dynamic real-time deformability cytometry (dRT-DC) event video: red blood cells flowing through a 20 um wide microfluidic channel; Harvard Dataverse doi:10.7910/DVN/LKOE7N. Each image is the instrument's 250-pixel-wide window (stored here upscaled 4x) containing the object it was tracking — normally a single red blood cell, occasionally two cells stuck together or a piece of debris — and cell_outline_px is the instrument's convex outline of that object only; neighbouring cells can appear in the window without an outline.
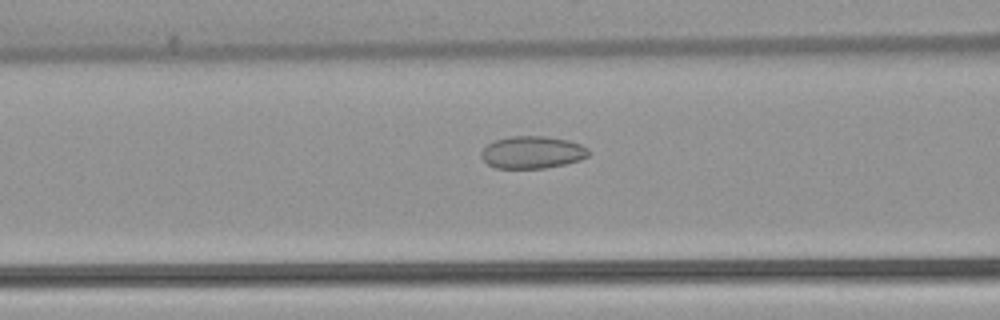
{"species": "common noctule bat (a hibernating species)", "species_latin": "Nyctalus noctula", "temperature_condition": "warm", "stored_images_in_passage": 50, "camera_frame_rate_fps": 3000, "um_per_image_px": 0.085, "animal": {"sex": "female", "body_mass_g": 22.7, "forearm_length_mm": 54.2}, "frame": {"image": 1, "passage_image": 21, "time_ms": 6.667, "image_size_px": [1000, 320], "cell_outline_px": [[588, 156], [580, 160], [564, 164], [544, 168], [496, 168], [488, 164], [480, 156], [480, 152], [488, 144], [496, 140], [508, 136], [544, 136], [568, 140], [580, 144], [588, 148]], "centroid_in_image_um": [45.23, 12.94], "position_along_channel_um": 121.4, "area_um2": 20.17}}
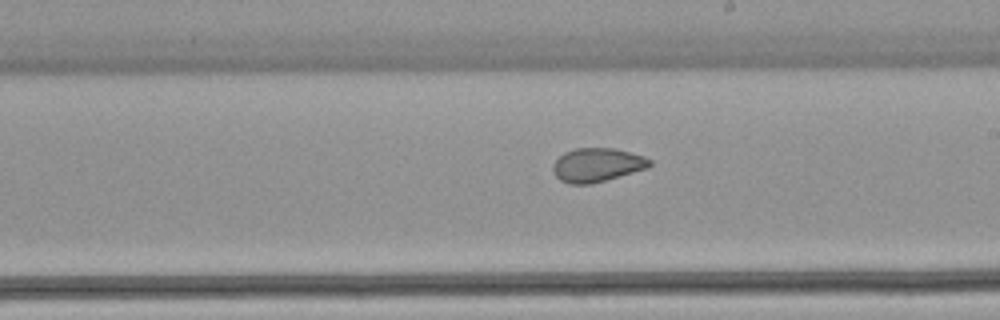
{"frame": {"image": 2, "passage_image": 30, "time_ms": 9.667, "image_size_px": [1000, 320], "cell_outline_px": [[652, 164], [648, 168], [592, 184], [568, 184], [560, 180], [552, 172], [552, 164], [564, 152], [576, 148], [612, 148], [644, 156], [652, 160]], "centroid_in_image_um": [50.73, 14.03], "position_along_channel_um": 238.3, "area_um2": 19.13}}
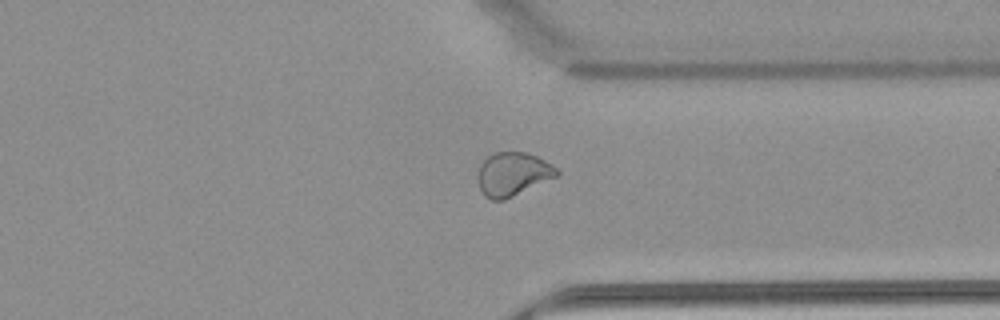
{"frame": {"image": 3, "passage_image": 40, "time_ms": 13.0, "image_size_px": [1000, 320], "cell_outline_px": [[560, 172], [556, 176], [504, 200], [492, 200], [484, 196], [480, 188], [480, 164], [488, 156], [496, 152], [528, 152], [552, 164]], "centroid_in_image_um": [43.6, 14.78], "position_along_channel_um": 367.8, "area_um2": 19.59}, "authors_computed_cell_mechanics": {"area_um2": 21.3282, "velocity_mm_per_s": 3.9, "shape_relaxation_time_tau1_ms": null, "shape_relaxation_time_tau2_ms": 1.0839, "deformation_change_tau1": null, "deformation_change_tau2": 0.0456}}